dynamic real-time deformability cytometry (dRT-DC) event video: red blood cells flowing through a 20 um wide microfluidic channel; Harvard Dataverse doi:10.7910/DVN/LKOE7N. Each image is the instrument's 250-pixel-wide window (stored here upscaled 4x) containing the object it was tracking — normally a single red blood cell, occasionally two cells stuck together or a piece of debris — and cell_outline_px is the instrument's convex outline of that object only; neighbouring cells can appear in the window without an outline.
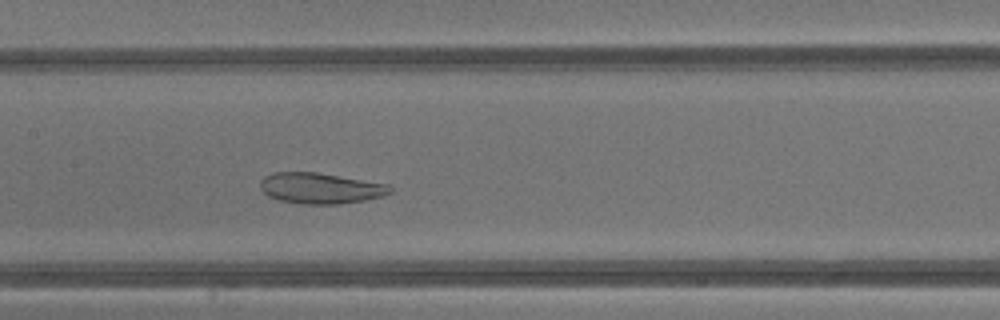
{"species": "common noctule bat (a hibernating species)", "species_latin": "Nyctalus noctula", "temperature_condition": "warm", "stored_images_in_passage": 38, "camera_frame_rate_fps": 3000, "um_per_image_px": 0.085, "animal": {"sex": "male", "body_mass_g": 13.3}, "frame": {"image": 1, "passage_image": 16, "time_ms": 5.0, "image_size_px": [1000, 320], "cell_outline_px": [[392, 192], [384, 196], [364, 200], [340, 204], [300, 204], [280, 200], [268, 196], [260, 188], [260, 180], [264, 176], [272, 172], [316, 172], [388, 184], [392, 188]], "centroid_in_image_um": [27.23, 16.0], "position_along_channel_um": 180.2, "area_um2": 23.41}}
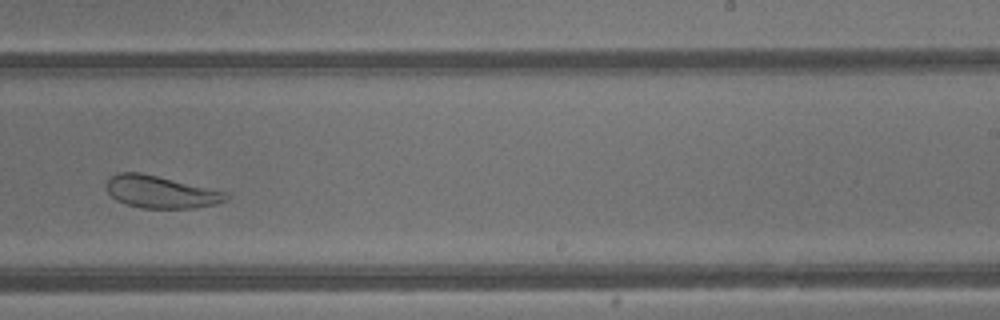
{"frame": {"image": 2, "passage_image": 22, "time_ms": 7.0, "image_size_px": [1000, 320], "cell_outline_px": [[232, 196], [228, 200], [216, 204], [196, 208], [140, 208], [116, 200], [108, 192], [104, 184], [108, 176], [116, 172], [140, 172], [228, 192]], "centroid_in_image_um": [13.66, 16.31], "position_along_channel_um": 275.3, "area_um2": 22.89}}
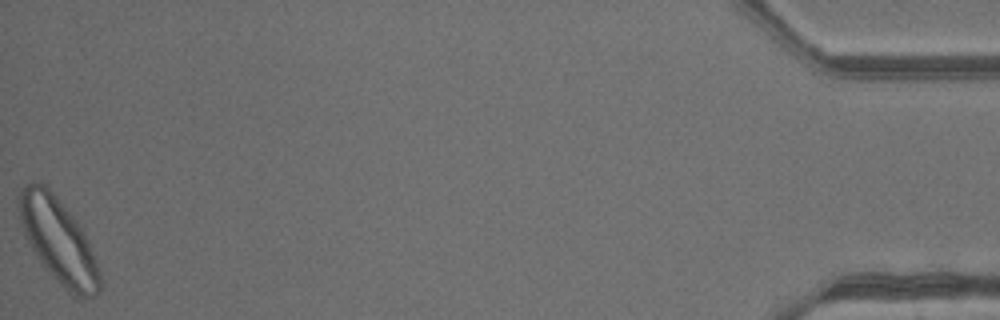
{"frame": {"image": 3, "passage_image": 38, "time_ms": 12.333, "image_size_px": [1000, 320], "cell_outline_px": [[104, 280], [96, 296], [84, 300], [80, 300], [72, 296], [44, 268], [32, 248], [24, 232], [20, 220], [16, 200], [16, 196], [24, 184], [32, 180], [44, 184], [56, 196], [76, 220], [96, 260]], "centroid_in_image_um": [4.96, 20.49], "position_along_channel_um": 430.2, "area_um2": 40.17}}